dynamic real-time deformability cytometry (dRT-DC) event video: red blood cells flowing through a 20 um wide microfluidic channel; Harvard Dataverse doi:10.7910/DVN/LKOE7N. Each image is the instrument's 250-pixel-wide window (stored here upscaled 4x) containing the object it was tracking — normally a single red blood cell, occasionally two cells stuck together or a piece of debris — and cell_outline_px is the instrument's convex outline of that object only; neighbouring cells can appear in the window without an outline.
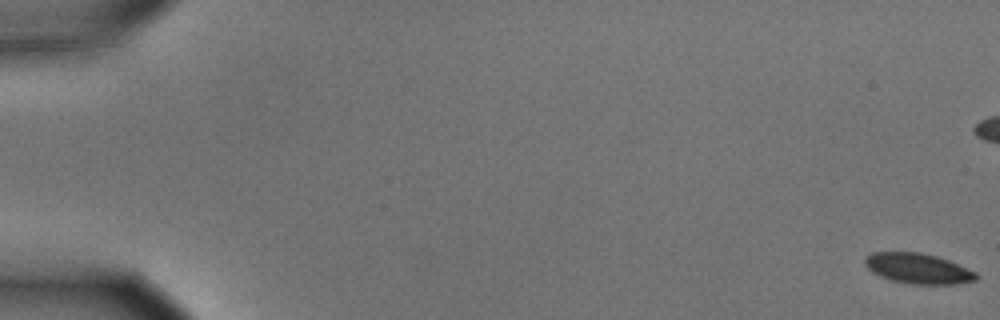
{"species": "common noctule bat (a hibernating species)", "species_latin": "Nyctalus noctula", "temperature_condition": "cold", "stored_images_in_passage": 7, "camera_frame_rate_fps": 3000, "um_per_image_px": 0.085, "animal": {"sex": "male", "body_mass_g": 15.6}, "frame": {"image": 1, "passage_image": 1, "time_ms": 0.0, "image_size_px": [1000, 320], "cell_outline_px": [[976, 280], [956, 284], [912, 284], [892, 280], [880, 276], [872, 272], [864, 264], [864, 256], [872, 252], [920, 252], [936, 256], [948, 260], [976, 272]], "centroid_in_image_um": [77.99, 22.81], "position_along_channel_um": 7.0, "area_um2": 19.59}}
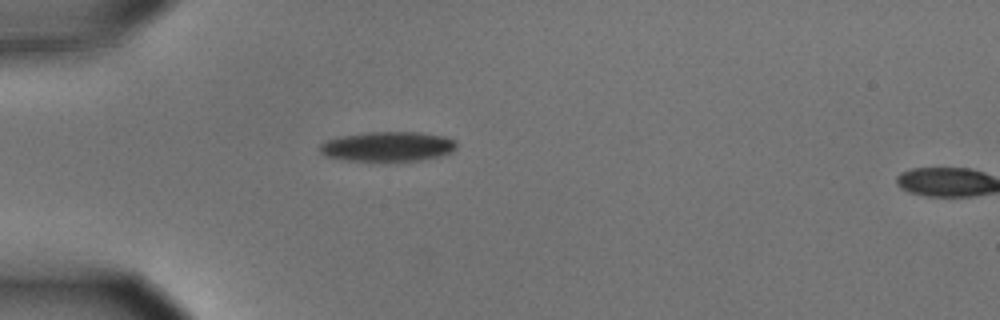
{"frame": {"image": 2, "passage_image": 7, "time_ms": 2.0, "image_size_px": [1000, 320], "cell_outline_px": [[456, 148], [452, 152], [440, 156], [420, 160], [348, 160], [324, 156], [320, 152], [320, 144], [328, 140], [340, 136], [368, 132], [420, 132], [444, 136], [456, 140]], "centroid_in_image_um": [32.98, 12.44], "position_along_channel_um": 52.0, "area_um2": 23.52}}